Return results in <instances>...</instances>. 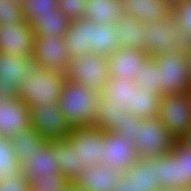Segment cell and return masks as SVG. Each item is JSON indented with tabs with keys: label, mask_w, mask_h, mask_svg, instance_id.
I'll list each match as a JSON object with an SVG mask.
<instances>
[{
	"label": "cell",
	"mask_w": 191,
	"mask_h": 191,
	"mask_svg": "<svg viewBox=\"0 0 191 191\" xmlns=\"http://www.w3.org/2000/svg\"><path fill=\"white\" fill-rule=\"evenodd\" d=\"M24 75L25 78L20 81L17 91V98L22 102L29 107L59 102L63 84L67 79L66 74L44 69L33 62Z\"/></svg>",
	"instance_id": "1"
},
{
	"label": "cell",
	"mask_w": 191,
	"mask_h": 191,
	"mask_svg": "<svg viewBox=\"0 0 191 191\" xmlns=\"http://www.w3.org/2000/svg\"><path fill=\"white\" fill-rule=\"evenodd\" d=\"M191 36L180 28L174 15L144 24V51L150 57L189 51Z\"/></svg>",
	"instance_id": "2"
},
{
	"label": "cell",
	"mask_w": 191,
	"mask_h": 191,
	"mask_svg": "<svg viewBox=\"0 0 191 191\" xmlns=\"http://www.w3.org/2000/svg\"><path fill=\"white\" fill-rule=\"evenodd\" d=\"M101 93L66 79L58 106L72 127L94 125Z\"/></svg>",
	"instance_id": "3"
},
{
	"label": "cell",
	"mask_w": 191,
	"mask_h": 191,
	"mask_svg": "<svg viewBox=\"0 0 191 191\" xmlns=\"http://www.w3.org/2000/svg\"><path fill=\"white\" fill-rule=\"evenodd\" d=\"M158 66L159 90L163 95L189 92L190 72L187 51L153 57Z\"/></svg>",
	"instance_id": "4"
},
{
	"label": "cell",
	"mask_w": 191,
	"mask_h": 191,
	"mask_svg": "<svg viewBox=\"0 0 191 191\" xmlns=\"http://www.w3.org/2000/svg\"><path fill=\"white\" fill-rule=\"evenodd\" d=\"M176 140L159 118L141 119L133 144L139 158H153L171 151Z\"/></svg>",
	"instance_id": "5"
},
{
	"label": "cell",
	"mask_w": 191,
	"mask_h": 191,
	"mask_svg": "<svg viewBox=\"0 0 191 191\" xmlns=\"http://www.w3.org/2000/svg\"><path fill=\"white\" fill-rule=\"evenodd\" d=\"M67 79L101 93L110 79L107 57L88 53L70 60Z\"/></svg>",
	"instance_id": "6"
},
{
	"label": "cell",
	"mask_w": 191,
	"mask_h": 191,
	"mask_svg": "<svg viewBox=\"0 0 191 191\" xmlns=\"http://www.w3.org/2000/svg\"><path fill=\"white\" fill-rule=\"evenodd\" d=\"M157 118L175 140H180L191 128V102L188 92L161 96Z\"/></svg>",
	"instance_id": "7"
},
{
	"label": "cell",
	"mask_w": 191,
	"mask_h": 191,
	"mask_svg": "<svg viewBox=\"0 0 191 191\" xmlns=\"http://www.w3.org/2000/svg\"><path fill=\"white\" fill-rule=\"evenodd\" d=\"M67 138L72 142L81 165L88 168L102 164L104 131L98 126L73 127Z\"/></svg>",
	"instance_id": "8"
},
{
	"label": "cell",
	"mask_w": 191,
	"mask_h": 191,
	"mask_svg": "<svg viewBox=\"0 0 191 191\" xmlns=\"http://www.w3.org/2000/svg\"><path fill=\"white\" fill-rule=\"evenodd\" d=\"M31 128L46 140L67 138L72 126L63 116L58 103L30 106Z\"/></svg>",
	"instance_id": "9"
},
{
	"label": "cell",
	"mask_w": 191,
	"mask_h": 191,
	"mask_svg": "<svg viewBox=\"0 0 191 191\" xmlns=\"http://www.w3.org/2000/svg\"><path fill=\"white\" fill-rule=\"evenodd\" d=\"M34 62L44 69L66 74L70 58L64 37L43 35L35 37Z\"/></svg>",
	"instance_id": "10"
},
{
	"label": "cell",
	"mask_w": 191,
	"mask_h": 191,
	"mask_svg": "<svg viewBox=\"0 0 191 191\" xmlns=\"http://www.w3.org/2000/svg\"><path fill=\"white\" fill-rule=\"evenodd\" d=\"M35 37L32 26L26 21L0 25V53L14 57L32 56Z\"/></svg>",
	"instance_id": "11"
},
{
	"label": "cell",
	"mask_w": 191,
	"mask_h": 191,
	"mask_svg": "<svg viewBox=\"0 0 191 191\" xmlns=\"http://www.w3.org/2000/svg\"><path fill=\"white\" fill-rule=\"evenodd\" d=\"M138 160L133 141L117 133L104 131L103 165L125 172Z\"/></svg>",
	"instance_id": "12"
},
{
	"label": "cell",
	"mask_w": 191,
	"mask_h": 191,
	"mask_svg": "<svg viewBox=\"0 0 191 191\" xmlns=\"http://www.w3.org/2000/svg\"><path fill=\"white\" fill-rule=\"evenodd\" d=\"M34 62L32 56L14 57L0 53V98L3 100L17 97L20 81L25 78L27 67Z\"/></svg>",
	"instance_id": "13"
},
{
	"label": "cell",
	"mask_w": 191,
	"mask_h": 191,
	"mask_svg": "<svg viewBox=\"0 0 191 191\" xmlns=\"http://www.w3.org/2000/svg\"><path fill=\"white\" fill-rule=\"evenodd\" d=\"M30 107L17 97L0 104V135L12 136L31 128Z\"/></svg>",
	"instance_id": "14"
},
{
	"label": "cell",
	"mask_w": 191,
	"mask_h": 191,
	"mask_svg": "<svg viewBox=\"0 0 191 191\" xmlns=\"http://www.w3.org/2000/svg\"><path fill=\"white\" fill-rule=\"evenodd\" d=\"M123 181V171L103 164L85 168L74 180L85 191H115Z\"/></svg>",
	"instance_id": "15"
},
{
	"label": "cell",
	"mask_w": 191,
	"mask_h": 191,
	"mask_svg": "<svg viewBox=\"0 0 191 191\" xmlns=\"http://www.w3.org/2000/svg\"><path fill=\"white\" fill-rule=\"evenodd\" d=\"M150 56L143 50L119 48L107 57L110 78L136 79L141 71V65Z\"/></svg>",
	"instance_id": "16"
},
{
	"label": "cell",
	"mask_w": 191,
	"mask_h": 191,
	"mask_svg": "<svg viewBox=\"0 0 191 191\" xmlns=\"http://www.w3.org/2000/svg\"><path fill=\"white\" fill-rule=\"evenodd\" d=\"M122 14L150 24L173 15V9L162 0H119Z\"/></svg>",
	"instance_id": "17"
},
{
	"label": "cell",
	"mask_w": 191,
	"mask_h": 191,
	"mask_svg": "<svg viewBox=\"0 0 191 191\" xmlns=\"http://www.w3.org/2000/svg\"><path fill=\"white\" fill-rule=\"evenodd\" d=\"M124 182L134 191H159L161 186L157 182L156 157L139 158L124 172Z\"/></svg>",
	"instance_id": "18"
},
{
	"label": "cell",
	"mask_w": 191,
	"mask_h": 191,
	"mask_svg": "<svg viewBox=\"0 0 191 191\" xmlns=\"http://www.w3.org/2000/svg\"><path fill=\"white\" fill-rule=\"evenodd\" d=\"M93 28L94 22L86 17L71 22L70 29L64 35L71 60L92 53Z\"/></svg>",
	"instance_id": "19"
},
{
	"label": "cell",
	"mask_w": 191,
	"mask_h": 191,
	"mask_svg": "<svg viewBox=\"0 0 191 191\" xmlns=\"http://www.w3.org/2000/svg\"><path fill=\"white\" fill-rule=\"evenodd\" d=\"M21 169L29 179L36 175L46 176L60 172L58 157L55 156V140H46L21 166Z\"/></svg>",
	"instance_id": "20"
},
{
	"label": "cell",
	"mask_w": 191,
	"mask_h": 191,
	"mask_svg": "<svg viewBox=\"0 0 191 191\" xmlns=\"http://www.w3.org/2000/svg\"><path fill=\"white\" fill-rule=\"evenodd\" d=\"M136 88L137 83L134 79H123L122 77L110 78L101 95L110 100L113 105L120 106L124 112H128L133 107Z\"/></svg>",
	"instance_id": "21"
},
{
	"label": "cell",
	"mask_w": 191,
	"mask_h": 191,
	"mask_svg": "<svg viewBox=\"0 0 191 191\" xmlns=\"http://www.w3.org/2000/svg\"><path fill=\"white\" fill-rule=\"evenodd\" d=\"M119 48H128L144 51V23L123 15L116 22Z\"/></svg>",
	"instance_id": "22"
},
{
	"label": "cell",
	"mask_w": 191,
	"mask_h": 191,
	"mask_svg": "<svg viewBox=\"0 0 191 191\" xmlns=\"http://www.w3.org/2000/svg\"><path fill=\"white\" fill-rule=\"evenodd\" d=\"M123 16L119 0H88L84 17L95 24L116 23Z\"/></svg>",
	"instance_id": "23"
},
{
	"label": "cell",
	"mask_w": 191,
	"mask_h": 191,
	"mask_svg": "<svg viewBox=\"0 0 191 191\" xmlns=\"http://www.w3.org/2000/svg\"><path fill=\"white\" fill-rule=\"evenodd\" d=\"M156 173L161 188L182 190L180 160L171 151L156 157Z\"/></svg>",
	"instance_id": "24"
},
{
	"label": "cell",
	"mask_w": 191,
	"mask_h": 191,
	"mask_svg": "<svg viewBox=\"0 0 191 191\" xmlns=\"http://www.w3.org/2000/svg\"><path fill=\"white\" fill-rule=\"evenodd\" d=\"M55 156L58 157L60 173L70 181H74L86 168L79 163L73 144L68 138L55 140Z\"/></svg>",
	"instance_id": "25"
},
{
	"label": "cell",
	"mask_w": 191,
	"mask_h": 191,
	"mask_svg": "<svg viewBox=\"0 0 191 191\" xmlns=\"http://www.w3.org/2000/svg\"><path fill=\"white\" fill-rule=\"evenodd\" d=\"M71 20L58 9L53 16L33 17L28 23L32 26L35 36L54 35L64 37L70 29Z\"/></svg>",
	"instance_id": "26"
},
{
	"label": "cell",
	"mask_w": 191,
	"mask_h": 191,
	"mask_svg": "<svg viewBox=\"0 0 191 191\" xmlns=\"http://www.w3.org/2000/svg\"><path fill=\"white\" fill-rule=\"evenodd\" d=\"M124 118L125 112L120 106L113 105L110 100L102 95L100 96L94 115V125L103 131L116 133L120 129V123H122Z\"/></svg>",
	"instance_id": "27"
},
{
	"label": "cell",
	"mask_w": 191,
	"mask_h": 191,
	"mask_svg": "<svg viewBox=\"0 0 191 191\" xmlns=\"http://www.w3.org/2000/svg\"><path fill=\"white\" fill-rule=\"evenodd\" d=\"M92 53L108 57L119 49L116 23L95 24L92 36Z\"/></svg>",
	"instance_id": "28"
},
{
	"label": "cell",
	"mask_w": 191,
	"mask_h": 191,
	"mask_svg": "<svg viewBox=\"0 0 191 191\" xmlns=\"http://www.w3.org/2000/svg\"><path fill=\"white\" fill-rule=\"evenodd\" d=\"M12 149L22 166L45 141L33 128L10 136Z\"/></svg>",
	"instance_id": "29"
},
{
	"label": "cell",
	"mask_w": 191,
	"mask_h": 191,
	"mask_svg": "<svg viewBox=\"0 0 191 191\" xmlns=\"http://www.w3.org/2000/svg\"><path fill=\"white\" fill-rule=\"evenodd\" d=\"M162 95H155L137 85L134 92L133 107L128 111L141 119H155L159 113L160 98Z\"/></svg>",
	"instance_id": "30"
},
{
	"label": "cell",
	"mask_w": 191,
	"mask_h": 191,
	"mask_svg": "<svg viewBox=\"0 0 191 191\" xmlns=\"http://www.w3.org/2000/svg\"><path fill=\"white\" fill-rule=\"evenodd\" d=\"M22 172L20 162L12 149L10 137L0 135V180Z\"/></svg>",
	"instance_id": "31"
},
{
	"label": "cell",
	"mask_w": 191,
	"mask_h": 191,
	"mask_svg": "<svg viewBox=\"0 0 191 191\" xmlns=\"http://www.w3.org/2000/svg\"><path fill=\"white\" fill-rule=\"evenodd\" d=\"M137 85L155 95H162L158 84V66L154 58L149 57L142 65L135 79Z\"/></svg>",
	"instance_id": "32"
},
{
	"label": "cell",
	"mask_w": 191,
	"mask_h": 191,
	"mask_svg": "<svg viewBox=\"0 0 191 191\" xmlns=\"http://www.w3.org/2000/svg\"><path fill=\"white\" fill-rule=\"evenodd\" d=\"M70 180L60 172L36 175L29 179V191H63Z\"/></svg>",
	"instance_id": "33"
},
{
	"label": "cell",
	"mask_w": 191,
	"mask_h": 191,
	"mask_svg": "<svg viewBox=\"0 0 191 191\" xmlns=\"http://www.w3.org/2000/svg\"><path fill=\"white\" fill-rule=\"evenodd\" d=\"M58 0H24L22 8L26 22L33 17L53 16L54 11L58 9Z\"/></svg>",
	"instance_id": "34"
},
{
	"label": "cell",
	"mask_w": 191,
	"mask_h": 191,
	"mask_svg": "<svg viewBox=\"0 0 191 191\" xmlns=\"http://www.w3.org/2000/svg\"><path fill=\"white\" fill-rule=\"evenodd\" d=\"M171 152L180 160L182 189L191 186V148L176 140Z\"/></svg>",
	"instance_id": "35"
},
{
	"label": "cell",
	"mask_w": 191,
	"mask_h": 191,
	"mask_svg": "<svg viewBox=\"0 0 191 191\" xmlns=\"http://www.w3.org/2000/svg\"><path fill=\"white\" fill-rule=\"evenodd\" d=\"M25 22L22 3L16 0H6L0 5V25Z\"/></svg>",
	"instance_id": "36"
},
{
	"label": "cell",
	"mask_w": 191,
	"mask_h": 191,
	"mask_svg": "<svg viewBox=\"0 0 191 191\" xmlns=\"http://www.w3.org/2000/svg\"><path fill=\"white\" fill-rule=\"evenodd\" d=\"M88 0H58V8L71 21L84 18V9Z\"/></svg>",
	"instance_id": "37"
},
{
	"label": "cell",
	"mask_w": 191,
	"mask_h": 191,
	"mask_svg": "<svg viewBox=\"0 0 191 191\" xmlns=\"http://www.w3.org/2000/svg\"><path fill=\"white\" fill-rule=\"evenodd\" d=\"M173 15L178 20L180 28L191 36V0H181L173 9Z\"/></svg>",
	"instance_id": "38"
},
{
	"label": "cell",
	"mask_w": 191,
	"mask_h": 191,
	"mask_svg": "<svg viewBox=\"0 0 191 191\" xmlns=\"http://www.w3.org/2000/svg\"><path fill=\"white\" fill-rule=\"evenodd\" d=\"M0 191H29V178L22 171L14 177L0 180Z\"/></svg>",
	"instance_id": "39"
},
{
	"label": "cell",
	"mask_w": 191,
	"mask_h": 191,
	"mask_svg": "<svg viewBox=\"0 0 191 191\" xmlns=\"http://www.w3.org/2000/svg\"><path fill=\"white\" fill-rule=\"evenodd\" d=\"M140 120L141 118H137L131 113L125 112V118L122 123H120V129L116 133L130 141H133L136 138L138 123Z\"/></svg>",
	"instance_id": "40"
},
{
	"label": "cell",
	"mask_w": 191,
	"mask_h": 191,
	"mask_svg": "<svg viewBox=\"0 0 191 191\" xmlns=\"http://www.w3.org/2000/svg\"><path fill=\"white\" fill-rule=\"evenodd\" d=\"M63 191H85L82 187L78 186L74 181H69L64 187Z\"/></svg>",
	"instance_id": "41"
},
{
	"label": "cell",
	"mask_w": 191,
	"mask_h": 191,
	"mask_svg": "<svg viewBox=\"0 0 191 191\" xmlns=\"http://www.w3.org/2000/svg\"><path fill=\"white\" fill-rule=\"evenodd\" d=\"M179 141L191 148V128L181 137Z\"/></svg>",
	"instance_id": "42"
},
{
	"label": "cell",
	"mask_w": 191,
	"mask_h": 191,
	"mask_svg": "<svg viewBox=\"0 0 191 191\" xmlns=\"http://www.w3.org/2000/svg\"><path fill=\"white\" fill-rule=\"evenodd\" d=\"M115 191H134L132 188L127 186L125 182L123 181L119 185H117V189Z\"/></svg>",
	"instance_id": "43"
},
{
	"label": "cell",
	"mask_w": 191,
	"mask_h": 191,
	"mask_svg": "<svg viewBox=\"0 0 191 191\" xmlns=\"http://www.w3.org/2000/svg\"><path fill=\"white\" fill-rule=\"evenodd\" d=\"M166 5L174 9L181 0H162Z\"/></svg>",
	"instance_id": "44"
},
{
	"label": "cell",
	"mask_w": 191,
	"mask_h": 191,
	"mask_svg": "<svg viewBox=\"0 0 191 191\" xmlns=\"http://www.w3.org/2000/svg\"><path fill=\"white\" fill-rule=\"evenodd\" d=\"M188 58H189V65H190L189 72H190V85H191V48L188 51Z\"/></svg>",
	"instance_id": "45"
},
{
	"label": "cell",
	"mask_w": 191,
	"mask_h": 191,
	"mask_svg": "<svg viewBox=\"0 0 191 191\" xmlns=\"http://www.w3.org/2000/svg\"><path fill=\"white\" fill-rule=\"evenodd\" d=\"M159 191H182V190H177V189H172V188H161Z\"/></svg>",
	"instance_id": "46"
},
{
	"label": "cell",
	"mask_w": 191,
	"mask_h": 191,
	"mask_svg": "<svg viewBox=\"0 0 191 191\" xmlns=\"http://www.w3.org/2000/svg\"><path fill=\"white\" fill-rule=\"evenodd\" d=\"M182 191H191V186H187L186 188L182 189Z\"/></svg>",
	"instance_id": "47"
},
{
	"label": "cell",
	"mask_w": 191,
	"mask_h": 191,
	"mask_svg": "<svg viewBox=\"0 0 191 191\" xmlns=\"http://www.w3.org/2000/svg\"><path fill=\"white\" fill-rule=\"evenodd\" d=\"M188 94H189L190 102H191V89L189 90Z\"/></svg>",
	"instance_id": "48"
}]
</instances>
